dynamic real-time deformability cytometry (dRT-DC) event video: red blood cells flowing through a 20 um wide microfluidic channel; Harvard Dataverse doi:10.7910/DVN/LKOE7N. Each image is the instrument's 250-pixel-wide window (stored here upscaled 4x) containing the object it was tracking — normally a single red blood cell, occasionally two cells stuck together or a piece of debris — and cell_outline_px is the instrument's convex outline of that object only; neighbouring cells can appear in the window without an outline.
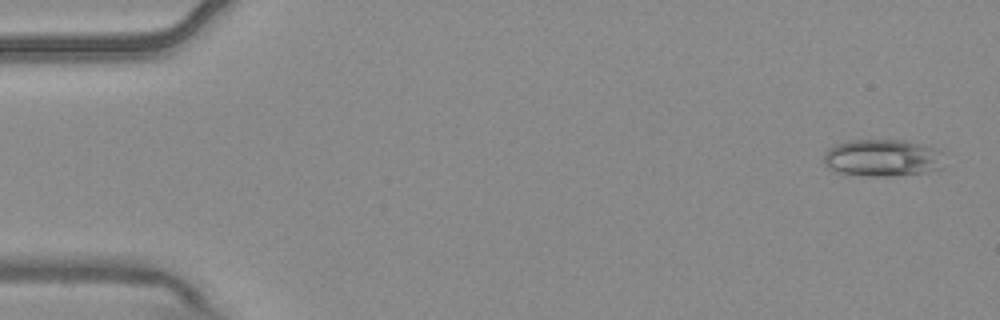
{"species": "common noctule bat (a hibernating species)", "species_latin": "Nyctalus noctula", "temperature_condition": "warm", "stored_images_in_passage": 6, "camera_frame_rate_fps": 3000, "um_per_image_px": 0.085, "animal": {"sex": "male", "body_mass_g": 20.4}, "frame": {"image": 1, "passage_image": 1, "time_ms": 0.0, "image_size_px": [1000, 320], "cell_outline_px": [[944, 168], [924, 172], [892, 176], [868, 176], [836, 172], [828, 168], [824, 164], [824, 156], [828, 148], [836, 144], [848, 140], [904, 140], [932, 148], [940, 152]], "centroid_in_image_um": [74.96, 13.43], "position_along_channel_um": 10.0, "area_um2": 25.95}}
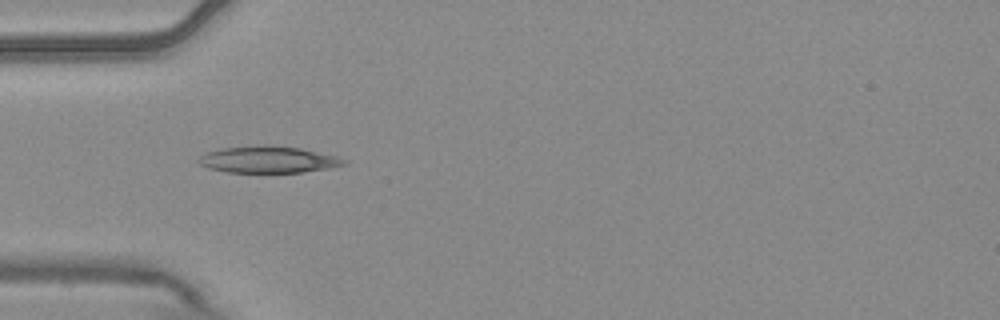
{"frame": {"image": 2, "passage_image": 5, "time_ms": 1.333, "image_size_px": [1000, 320], "cell_outline_px": [[348, 164], [328, 168], [300, 172], [228, 172], [208, 168], [200, 164], [196, 160], [200, 156], [208, 152], [220, 148], [268, 144], [300, 148], [336, 156], [348, 160]], "centroid_in_image_um": [22.8, 13.55], "position_along_channel_um": 62.2, "area_um2": 22.6}}
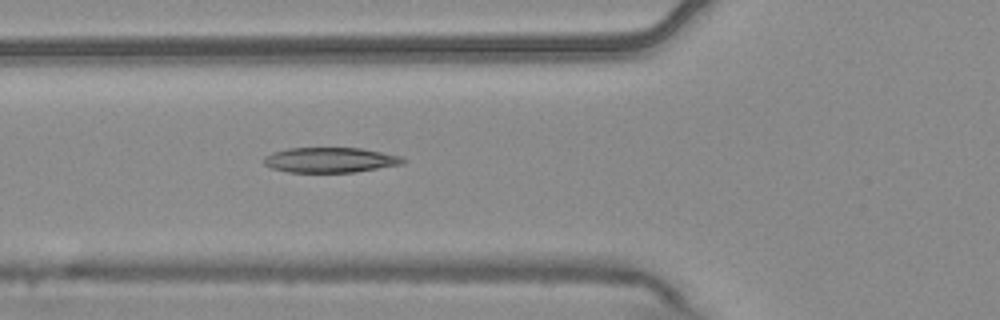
{"frame": {"image": 3, "passage_image": 6, "time_ms": 1.667, "image_size_px": [1000, 320], "cell_outline_px": [[408, 160], [404, 164], [352, 172], [288, 172], [272, 168], [264, 164], [264, 156], [272, 152], [288, 148], [360, 148], [400, 156]], "centroid_in_image_um": [28.06, 13.59], "position_along_channel_um": 97.7, "area_um2": 20.29}}